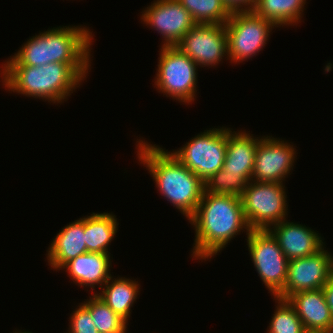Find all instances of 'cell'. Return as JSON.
Here are the masks:
<instances>
[{
	"mask_svg": "<svg viewBox=\"0 0 333 333\" xmlns=\"http://www.w3.org/2000/svg\"><path fill=\"white\" fill-rule=\"evenodd\" d=\"M275 27L253 10L231 12L225 23L228 59L235 64L252 59L267 44Z\"/></svg>",
	"mask_w": 333,
	"mask_h": 333,
	"instance_id": "obj_9",
	"label": "cell"
},
{
	"mask_svg": "<svg viewBox=\"0 0 333 333\" xmlns=\"http://www.w3.org/2000/svg\"><path fill=\"white\" fill-rule=\"evenodd\" d=\"M283 183L250 181L241 195L244 217L251 230H266L285 220L288 210Z\"/></svg>",
	"mask_w": 333,
	"mask_h": 333,
	"instance_id": "obj_7",
	"label": "cell"
},
{
	"mask_svg": "<svg viewBox=\"0 0 333 333\" xmlns=\"http://www.w3.org/2000/svg\"><path fill=\"white\" fill-rule=\"evenodd\" d=\"M113 213H92L84 216V235L87 252L110 254L108 246L118 230Z\"/></svg>",
	"mask_w": 333,
	"mask_h": 333,
	"instance_id": "obj_20",
	"label": "cell"
},
{
	"mask_svg": "<svg viewBox=\"0 0 333 333\" xmlns=\"http://www.w3.org/2000/svg\"><path fill=\"white\" fill-rule=\"evenodd\" d=\"M268 230L277 239L288 260L312 255L325 245L319 233L287 219L272 225Z\"/></svg>",
	"mask_w": 333,
	"mask_h": 333,
	"instance_id": "obj_15",
	"label": "cell"
},
{
	"mask_svg": "<svg viewBox=\"0 0 333 333\" xmlns=\"http://www.w3.org/2000/svg\"><path fill=\"white\" fill-rule=\"evenodd\" d=\"M141 13V22L163 37L162 46H176L196 24L178 0H154Z\"/></svg>",
	"mask_w": 333,
	"mask_h": 333,
	"instance_id": "obj_13",
	"label": "cell"
},
{
	"mask_svg": "<svg viewBox=\"0 0 333 333\" xmlns=\"http://www.w3.org/2000/svg\"><path fill=\"white\" fill-rule=\"evenodd\" d=\"M195 230L193 258L212 259L242 230H251L244 217L241 196L204 191L194 215L188 220Z\"/></svg>",
	"mask_w": 333,
	"mask_h": 333,
	"instance_id": "obj_1",
	"label": "cell"
},
{
	"mask_svg": "<svg viewBox=\"0 0 333 333\" xmlns=\"http://www.w3.org/2000/svg\"><path fill=\"white\" fill-rule=\"evenodd\" d=\"M110 257V254L87 252L67 262L61 270L66 269L68 277L79 287L88 286L93 291L96 285H100L101 289L111 277Z\"/></svg>",
	"mask_w": 333,
	"mask_h": 333,
	"instance_id": "obj_17",
	"label": "cell"
},
{
	"mask_svg": "<svg viewBox=\"0 0 333 333\" xmlns=\"http://www.w3.org/2000/svg\"><path fill=\"white\" fill-rule=\"evenodd\" d=\"M196 24H225L231 11L223 0H178Z\"/></svg>",
	"mask_w": 333,
	"mask_h": 333,
	"instance_id": "obj_22",
	"label": "cell"
},
{
	"mask_svg": "<svg viewBox=\"0 0 333 333\" xmlns=\"http://www.w3.org/2000/svg\"><path fill=\"white\" fill-rule=\"evenodd\" d=\"M231 12L246 11L255 8L257 0H223Z\"/></svg>",
	"mask_w": 333,
	"mask_h": 333,
	"instance_id": "obj_26",
	"label": "cell"
},
{
	"mask_svg": "<svg viewBox=\"0 0 333 333\" xmlns=\"http://www.w3.org/2000/svg\"><path fill=\"white\" fill-rule=\"evenodd\" d=\"M137 158L147 168L162 196L189 220L205 191L204 182L170 151L137 139Z\"/></svg>",
	"mask_w": 333,
	"mask_h": 333,
	"instance_id": "obj_3",
	"label": "cell"
},
{
	"mask_svg": "<svg viewBox=\"0 0 333 333\" xmlns=\"http://www.w3.org/2000/svg\"><path fill=\"white\" fill-rule=\"evenodd\" d=\"M101 287V292L95 293L105 302L112 311L120 315L127 322L130 318L131 308L138 298L140 285L138 281L113 276Z\"/></svg>",
	"mask_w": 333,
	"mask_h": 333,
	"instance_id": "obj_19",
	"label": "cell"
},
{
	"mask_svg": "<svg viewBox=\"0 0 333 333\" xmlns=\"http://www.w3.org/2000/svg\"><path fill=\"white\" fill-rule=\"evenodd\" d=\"M227 137L228 128H210L170 153L205 182L224 165Z\"/></svg>",
	"mask_w": 333,
	"mask_h": 333,
	"instance_id": "obj_8",
	"label": "cell"
},
{
	"mask_svg": "<svg viewBox=\"0 0 333 333\" xmlns=\"http://www.w3.org/2000/svg\"><path fill=\"white\" fill-rule=\"evenodd\" d=\"M325 248L307 257L289 260L286 283L275 297L286 300L297 292L323 288L333 275V255Z\"/></svg>",
	"mask_w": 333,
	"mask_h": 333,
	"instance_id": "obj_11",
	"label": "cell"
},
{
	"mask_svg": "<svg viewBox=\"0 0 333 333\" xmlns=\"http://www.w3.org/2000/svg\"><path fill=\"white\" fill-rule=\"evenodd\" d=\"M84 218H79L63 227L48 247L46 257L51 269L61 268L77 256L87 253Z\"/></svg>",
	"mask_w": 333,
	"mask_h": 333,
	"instance_id": "obj_18",
	"label": "cell"
},
{
	"mask_svg": "<svg viewBox=\"0 0 333 333\" xmlns=\"http://www.w3.org/2000/svg\"><path fill=\"white\" fill-rule=\"evenodd\" d=\"M82 304L90 311L99 333H126L128 322L93 293Z\"/></svg>",
	"mask_w": 333,
	"mask_h": 333,
	"instance_id": "obj_23",
	"label": "cell"
},
{
	"mask_svg": "<svg viewBox=\"0 0 333 333\" xmlns=\"http://www.w3.org/2000/svg\"><path fill=\"white\" fill-rule=\"evenodd\" d=\"M277 306L267 333H307L294 308L285 299L273 297Z\"/></svg>",
	"mask_w": 333,
	"mask_h": 333,
	"instance_id": "obj_24",
	"label": "cell"
},
{
	"mask_svg": "<svg viewBox=\"0 0 333 333\" xmlns=\"http://www.w3.org/2000/svg\"><path fill=\"white\" fill-rule=\"evenodd\" d=\"M159 50L154 87L183 104L194 102L199 66L176 46H161Z\"/></svg>",
	"mask_w": 333,
	"mask_h": 333,
	"instance_id": "obj_6",
	"label": "cell"
},
{
	"mask_svg": "<svg viewBox=\"0 0 333 333\" xmlns=\"http://www.w3.org/2000/svg\"><path fill=\"white\" fill-rule=\"evenodd\" d=\"M306 0H257L253 11L276 27L301 23Z\"/></svg>",
	"mask_w": 333,
	"mask_h": 333,
	"instance_id": "obj_21",
	"label": "cell"
},
{
	"mask_svg": "<svg viewBox=\"0 0 333 333\" xmlns=\"http://www.w3.org/2000/svg\"><path fill=\"white\" fill-rule=\"evenodd\" d=\"M70 315L69 329L66 333H99L90 311L82 303H79Z\"/></svg>",
	"mask_w": 333,
	"mask_h": 333,
	"instance_id": "obj_25",
	"label": "cell"
},
{
	"mask_svg": "<svg viewBox=\"0 0 333 333\" xmlns=\"http://www.w3.org/2000/svg\"><path fill=\"white\" fill-rule=\"evenodd\" d=\"M176 47L200 67H216L228 58L225 24H195Z\"/></svg>",
	"mask_w": 333,
	"mask_h": 333,
	"instance_id": "obj_12",
	"label": "cell"
},
{
	"mask_svg": "<svg viewBox=\"0 0 333 333\" xmlns=\"http://www.w3.org/2000/svg\"><path fill=\"white\" fill-rule=\"evenodd\" d=\"M246 240L258 276L275 297L286 283L289 260L268 229L250 230Z\"/></svg>",
	"mask_w": 333,
	"mask_h": 333,
	"instance_id": "obj_10",
	"label": "cell"
},
{
	"mask_svg": "<svg viewBox=\"0 0 333 333\" xmlns=\"http://www.w3.org/2000/svg\"><path fill=\"white\" fill-rule=\"evenodd\" d=\"M281 140V141H280ZM285 140L262 136L255 154L252 181L283 183L293 170L296 149Z\"/></svg>",
	"mask_w": 333,
	"mask_h": 333,
	"instance_id": "obj_14",
	"label": "cell"
},
{
	"mask_svg": "<svg viewBox=\"0 0 333 333\" xmlns=\"http://www.w3.org/2000/svg\"><path fill=\"white\" fill-rule=\"evenodd\" d=\"M307 333H333V318L323 289L297 292L286 299Z\"/></svg>",
	"mask_w": 333,
	"mask_h": 333,
	"instance_id": "obj_16",
	"label": "cell"
},
{
	"mask_svg": "<svg viewBox=\"0 0 333 333\" xmlns=\"http://www.w3.org/2000/svg\"><path fill=\"white\" fill-rule=\"evenodd\" d=\"M1 66V81L8 91L39 98L49 103H62L87 78L90 63H49L41 66H19L8 58ZM78 86V87H77Z\"/></svg>",
	"mask_w": 333,
	"mask_h": 333,
	"instance_id": "obj_2",
	"label": "cell"
},
{
	"mask_svg": "<svg viewBox=\"0 0 333 333\" xmlns=\"http://www.w3.org/2000/svg\"><path fill=\"white\" fill-rule=\"evenodd\" d=\"M93 36L90 29L82 25L54 27L27 39L11 58L19 66L91 63Z\"/></svg>",
	"mask_w": 333,
	"mask_h": 333,
	"instance_id": "obj_4",
	"label": "cell"
},
{
	"mask_svg": "<svg viewBox=\"0 0 333 333\" xmlns=\"http://www.w3.org/2000/svg\"><path fill=\"white\" fill-rule=\"evenodd\" d=\"M14 333H32V332L25 331V330L22 332V331H18V330H16Z\"/></svg>",
	"mask_w": 333,
	"mask_h": 333,
	"instance_id": "obj_28",
	"label": "cell"
},
{
	"mask_svg": "<svg viewBox=\"0 0 333 333\" xmlns=\"http://www.w3.org/2000/svg\"><path fill=\"white\" fill-rule=\"evenodd\" d=\"M322 289L324 291L327 305L330 308V312L333 318V275Z\"/></svg>",
	"mask_w": 333,
	"mask_h": 333,
	"instance_id": "obj_27",
	"label": "cell"
},
{
	"mask_svg": "<svg viewBox=\"0 0 333 333\" xmlns=\"http://www.w3.org/2000/svg\"><path fill=\"white\" fill-rule=\"evenodd\" d=\"M261 138L228 128L226 157L222 169L214 173L205 184V192L241 196L252 180L255 154Z\"/></svg>",
	"mask_w": 333,
	"mask_h": 333,
	"instance_id": "obj_5",
	"label": "cell"
}]
</instances>
